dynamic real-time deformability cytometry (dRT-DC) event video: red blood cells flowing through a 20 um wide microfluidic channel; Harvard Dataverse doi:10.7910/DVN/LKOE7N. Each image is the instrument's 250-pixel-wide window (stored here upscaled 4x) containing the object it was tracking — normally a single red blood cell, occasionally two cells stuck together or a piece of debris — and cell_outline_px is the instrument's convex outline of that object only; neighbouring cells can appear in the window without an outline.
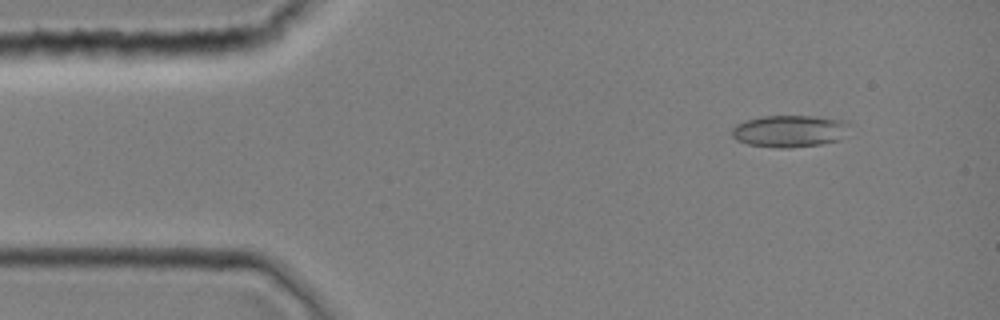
{"species": "common noctule bat (a hibernating species)", "species_latin": "Nyctalus noctula", "temperature_condition": "room temperature", "stored_images_in_passage": 2, "camera_frame_rate_fps": 3000, "um_per_image_px": 0.085, "animal": {"sex": "female", "body_mass_g": 19.0, "forearm_length_mm": 51.5}, "frame": {"image": 1, "passage_image": 1, "time_ms": 0.0, "image_size_px": [1000, 320], "cell_outline_px": [[848, 124], [840, 140], [820, 144], [788, 148], [780, 148], [748, 144], [736, 140], [732, 136], [732, 128], [736, 124], [744, 120], [764, 116], [812, 116], [848, 120]], "centroid_in_image_um": [67.08, 11.13], "position_along_channel_um": 17.9, "area_um2": 21.85}}